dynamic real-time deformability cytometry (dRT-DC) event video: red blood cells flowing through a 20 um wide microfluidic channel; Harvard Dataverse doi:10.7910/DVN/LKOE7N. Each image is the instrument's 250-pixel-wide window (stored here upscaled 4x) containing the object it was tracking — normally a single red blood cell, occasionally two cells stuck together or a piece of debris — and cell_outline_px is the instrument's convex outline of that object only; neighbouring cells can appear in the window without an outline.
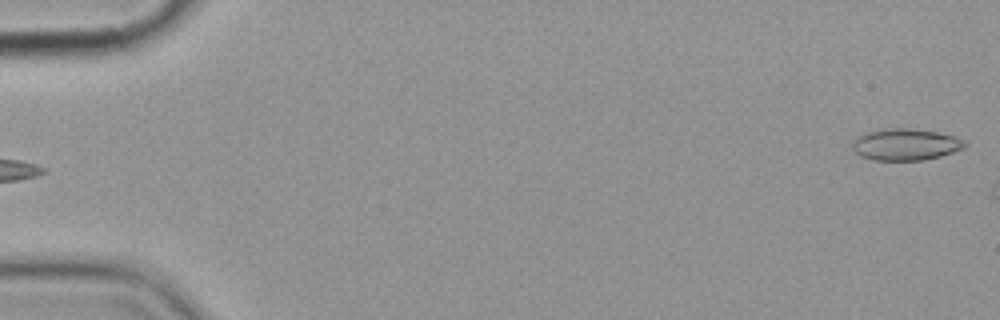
{"species": "common noctule bat (a hibernating species)", "species_latin": "Nyctalus noctula", "temperature_condition": "cold", "stored_images_in_passage": 5, "segment_of_instrument_passage": [2, 2], "camera_frame_rate_fps": 3000, "um_per_image_px": 0.085, "animal": {"sex": "female", "body_mass_g": 19.9}, "frame": {"image": 1, "passage_image": 5, "time_ms": 4.667, "image_size_px": [1000, 320], "cell_outline_px": [[968, 144], [964, 148], [940, 156], [924, 160], [872, 160], [860, 156], [852, 148], [852, 144], [864, 132], [880, 128], [916, 128], [940, 132], [956, 136], [964, 140]], "centroid_in_image_um": [77.0, 12.26], "position_along_channel_um": 8.0, "area_um2": 21.04}}